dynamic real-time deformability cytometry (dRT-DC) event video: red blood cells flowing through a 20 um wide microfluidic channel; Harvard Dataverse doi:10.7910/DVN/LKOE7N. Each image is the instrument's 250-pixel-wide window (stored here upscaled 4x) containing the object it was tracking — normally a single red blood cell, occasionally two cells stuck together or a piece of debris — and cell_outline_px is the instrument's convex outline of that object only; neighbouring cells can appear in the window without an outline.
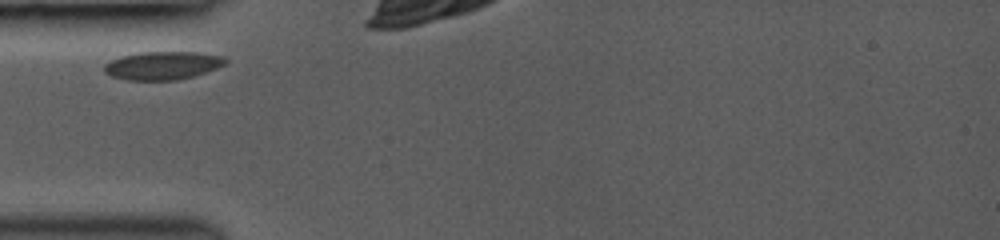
{"species": "common noctule bat (a hibernating species)", "species_latin": "Nyctalus noctula", "temperature_condition": "room temperature", "stored_images_in_passage": 4, "camera_frame_rate_fps": 3000, "um_per_image_px": 0.085, "animal": {"sex": "female", "body_mass_g": 19.0, "forearm_length_mm": 53.3}, "frame": {"image": 1, "passage_image": 1, "time_ms": 0.0, "image_size_px": [1000, 240], "cell_outline_px": [[228, 60], [224, 64], [216, 68], [192, 76], [176, 80], [124, 80], [112, 76], [104, 72], [104, 64], [120, 56], [140, 52], [196, 52], [220, 56]], "centroid_in_image_um": [13.76, 5.57], "position_along_channel_um": 71.2, "area_um2": 19.71}}